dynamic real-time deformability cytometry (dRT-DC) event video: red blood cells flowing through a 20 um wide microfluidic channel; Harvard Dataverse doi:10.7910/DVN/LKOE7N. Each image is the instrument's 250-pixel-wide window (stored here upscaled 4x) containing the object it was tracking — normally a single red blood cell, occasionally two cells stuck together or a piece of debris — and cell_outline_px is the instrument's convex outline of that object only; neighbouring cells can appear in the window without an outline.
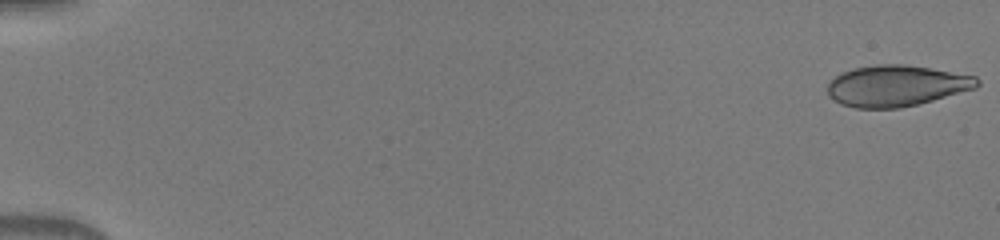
{"species": "human", "species_latin": "Homo sapiens", "temperature_condition": "warm", "stored_images_in_passage": 50, "camera_frame_rate_fps": 3000, "um_per_image_px": 0.085, "donor": {"sex": "male"}, "frame": {"image": 1, "passage_image": 1, "time_ms": 0.0, "image_size_px": [1000, 240], "cell_outline_px": [[980, 84], [976, 88], [932, 100], [900, 108], [856, 108], [840, 104], [828, 96], [828, 84], [840, 72], [856, 68], [876, 64], [904, 64], [976, 76], [980, 80]], "centroid_in_image_um": [76.17, 7.29], "position_along_channel_um": 8.8, "area_um2": 35.66}}
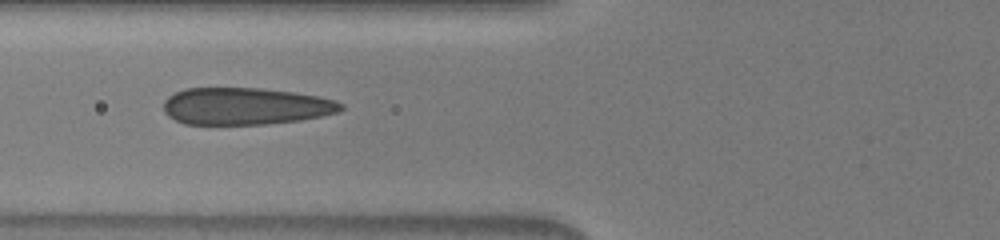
{"frame": {"image": 2, "passage_image": 21, "time_ms": 6.667, "image_size_px": [1000, 240], "cell_outline_px": [[344, 108], [340, 112], [300, 120], [264, 124], [184, 124], [168, 116], [164, 112], [164, 100], [168, 96], [184, 88], [260, 88], [292, 92], [320, 96], [336, 100], [344, 104]], "centroid_in_image_um": [20.88, 9.02], "position_along_channel_um": 104.9, "area_um2": 38.44}}
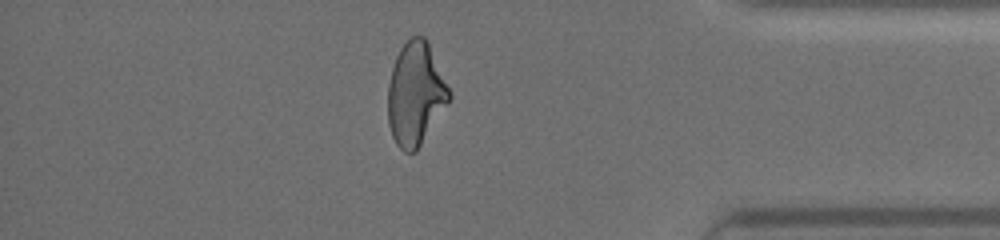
{"frame": {"image": 3, "passage_image": 44, "time_ms": 14.333, "image_size_px": [1000, 240], "cell_outline_px": [[452, 96], [448, 104], [416, 152], [404, 152], [396, 144], [392, 136], [388, 124], [388, 84], [392, 68], [396, 56], [400, 48], [412, 36], [424, 36], [428, 40], [452, 92]], "centroid_in_image_um": [35.34, 7.98], "position_along_channel_um": 399.9, "area_um2": 37.22}}